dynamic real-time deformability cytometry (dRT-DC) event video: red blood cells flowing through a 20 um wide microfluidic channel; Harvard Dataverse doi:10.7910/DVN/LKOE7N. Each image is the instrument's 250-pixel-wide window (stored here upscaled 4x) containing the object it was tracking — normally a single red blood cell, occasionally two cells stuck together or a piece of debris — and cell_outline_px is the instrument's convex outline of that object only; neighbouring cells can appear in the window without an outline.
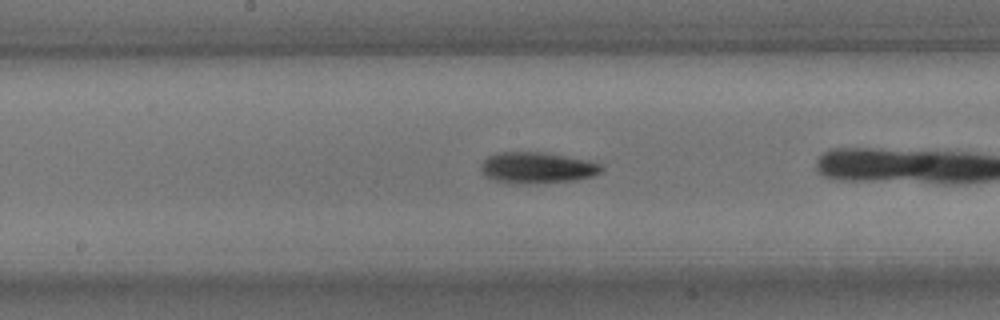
{"species": "common noctule bat (a hibernating species)", "species_latin": "Nyctalus noctula", "temperature_condition": "room temperature", "stored_images_in_passage": 28, "camera_frame_rate_fps": 3000, "um_per_image_px": 0.085, "animal": {"sex": "male", "body_mass_g": 15.6}, "frame": {"image": 1, "passage_image": 13, "time_ms": 4.0, "image_size_px": [1000, 320], "cell_outline_px": [[604, 168], [600, 172], [592, 176], [576, 180], [496, 180], [484, 176], [480, 168], [480, 164], [488, 156], [496, 152], [544, 152], [588, 160], [600, 164]], "centroid_in_image_um": [45.66, 14.18], "position_along_channel_um": 202.5, "area_um2": 20.69}}
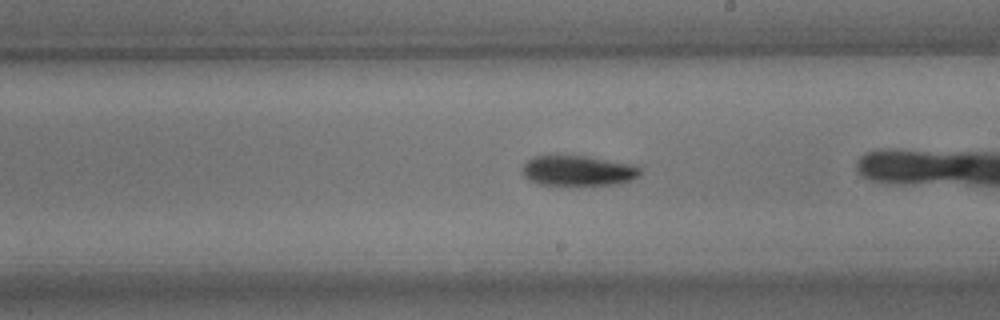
{"frame": {"image": 2, "passage_image": 16, "time_ms": 5.0, "image_size_px": [1000, 320], "cell_outline_px": [[640, 176], [632, 180], [620, 184], [536, 184], [528, 180], [520, 172], [524, 164], [528, 160], [536, 156], [584, 156], [632, 164], [640, 168]], "centroid_in_image_um": [49.12, 14.51], "position_along_channel_um": 239.9, "area_um2": 20.58}}